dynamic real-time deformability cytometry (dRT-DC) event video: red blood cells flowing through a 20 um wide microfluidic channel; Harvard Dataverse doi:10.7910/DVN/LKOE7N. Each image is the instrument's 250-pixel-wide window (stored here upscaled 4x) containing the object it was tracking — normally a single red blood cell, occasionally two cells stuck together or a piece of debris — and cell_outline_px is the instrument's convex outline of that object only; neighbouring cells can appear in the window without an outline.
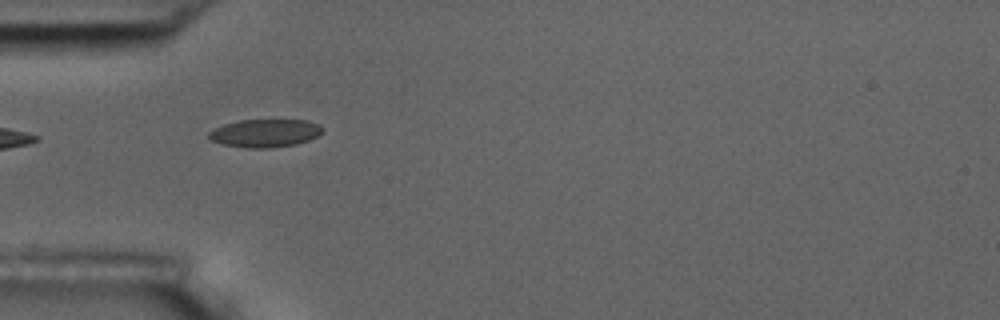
{"species": "common noctule bat (a hibernating species)", "species_latin": "Nyctalus noctula", "temperature_condition": "room temperature", "stored_images_in_passage": 4, "camera_frame_rate_fps": 3000, "um_per_image_px": 0.085, "animal": {"sex": "male", "body_mass_g": 17.5, "forearm_length_mm": 52.3}, "frame": {"image": 1, "passage_image": 3, "time_ms": 3.333, "image_size_px": [1000, 320], "cell_outline_px": [[324, 132], [308, 140], [296, 144], [268, 148], [248, 148], [220, 144], [208, 140], [208, 132], [224, 124], [240, 120], [308, 120], [320, 124], [324, 128]], "centroid_in_image_um": [22.53, 11.32], "position_along_channel_um": 62.5, "area_um2": 18.73}}